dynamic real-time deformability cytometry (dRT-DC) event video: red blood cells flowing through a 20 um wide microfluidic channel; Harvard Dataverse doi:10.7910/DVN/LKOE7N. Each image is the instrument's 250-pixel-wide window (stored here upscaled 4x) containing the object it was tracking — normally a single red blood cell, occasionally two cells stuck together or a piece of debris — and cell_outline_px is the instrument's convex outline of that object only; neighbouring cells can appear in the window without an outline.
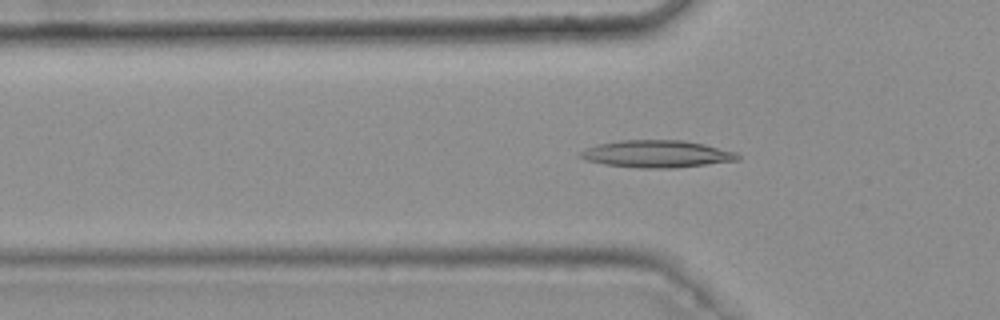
{"species": "common noctule bat (a hibernating species)", "species_latin": "Nyctalus noctula", "temperature_condition": "warm", "stored_images_in_passage": 43, "camera_frame_rate_fps": 3000, "um_per_image_px": 0.085, "animal": {"sex": "female", "body_mass_g": 25.1}, "frame": {"image": 1, "passage_image": 13, "time_ms": 4.0, "image_size_px": [1000, 320], "cell_outline_px": [[740, 160], [672, 168], [640, 168], [604, 164], [584, 160], [576, 156], [584, 148], [596, 144], [620, 140], [684, 140], [704, 144], [736, 152], [740, 156]], "centroid_in_image_um": [55.77, 13.08], "position_along_channel_um": 70.0, "area_um2": 25.14}}
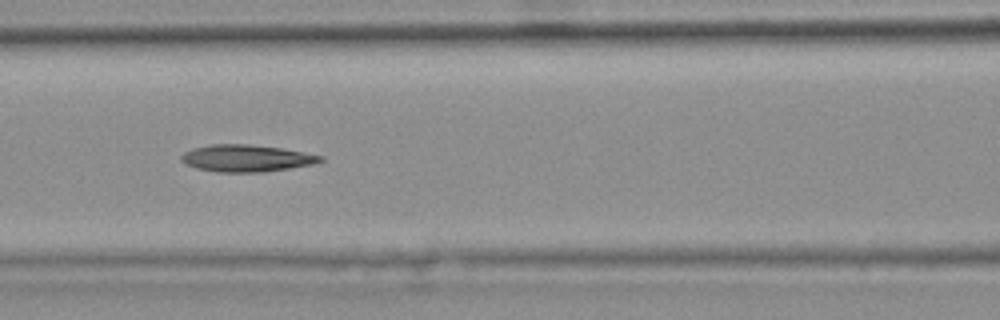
{"frame": {"image": 2, "passage_image": 19, "time_ms": 6.0, "image_size_px": [1000, 320], "cell_outline_px": [[324, 160], [316, 164], [264, 172], [216, 172], [196, 168], [184, 164], [180, 160], [180, 156], [184, 152], [192, 148], [208, 144], [248, 144], [280, 148], [304, 152], [324, 156]], "centroid_in_image_um": [20.93, 13.45], "position_along_channel_um": 145.7, "area_um2": 22.14}}
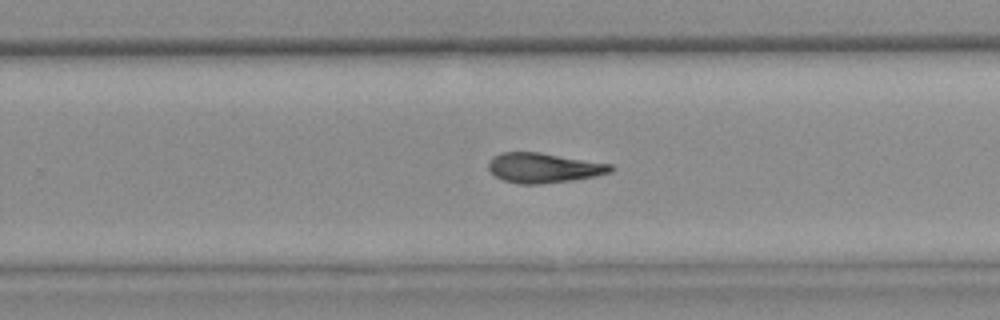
{"frame": {"image": 3, "passage_image": 30, "time_ms": 9.667, "image_size_px": [1000, 320], "cell_outline_px": [[616, 168], [612, 172], [596, 176], [572, 180], [540, 184], [520, 184], [504, 180], [496, 176], [488, 168], [488, 160], [492, 156], [500, 152], [540, 152], [612, 164]], "centroid_in_image_um": [46.23, 14.26], "position_along_channel_um": 283.6, "area_um2": 21.44}, "authors_computed_cell_mechanics": {"area_um2": 21.7328, "velocity_mm_per_s": 3.775, "shape_relaxation_time_tau1_ms": null, "shape_relaxation_time_tau2_ms": 5.9455, "deformation_change_tau1": null, "deformation_change_tau2": 0.1678}}